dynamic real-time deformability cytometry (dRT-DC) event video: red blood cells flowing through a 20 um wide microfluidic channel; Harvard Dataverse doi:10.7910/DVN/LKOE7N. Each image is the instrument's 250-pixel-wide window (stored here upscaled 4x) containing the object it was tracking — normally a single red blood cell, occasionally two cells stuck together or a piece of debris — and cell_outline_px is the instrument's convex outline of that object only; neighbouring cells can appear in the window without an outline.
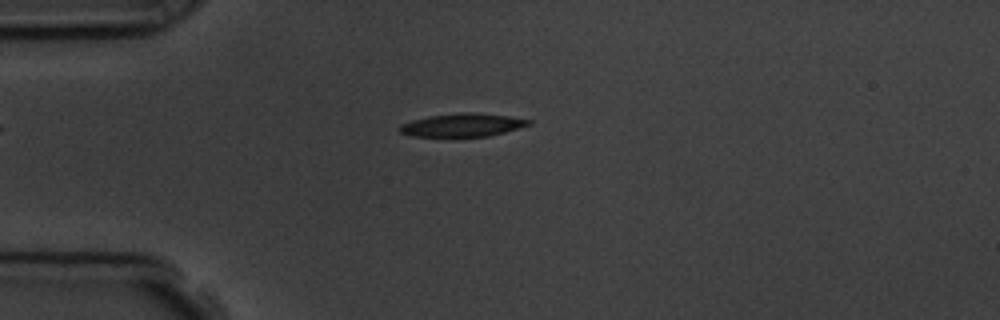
{"species": "common noctule bat (a hibernating species)", "species_latin": "Nyctalus noctula", "temperature_condition": "room temperature", "stored_images_in_passage": 9, "camera_frame_rate_fps": 3000, "um_per_image_px": 0.085, "animal": {"sex": "male", "body_mass_g": 19.5, "forearm_length_mm": 54.6}, "frame": {"image": 1, "passage_image": 4, "time_ms": 3.333, "image_size_px": [1000, 320], "cell_outline_px": [[532, 124], [504, 132], [488, 136], [412, 136], [400, 132], [396, 128], [400, 124], [412, 120], [428, 116], [460, 112], [476, 112], [508, 116], [532, 120]], "centroid_in_image_um": [39.28, 10.61], "position_along_channel_um": 45.7, "area_um2": 17.46}}